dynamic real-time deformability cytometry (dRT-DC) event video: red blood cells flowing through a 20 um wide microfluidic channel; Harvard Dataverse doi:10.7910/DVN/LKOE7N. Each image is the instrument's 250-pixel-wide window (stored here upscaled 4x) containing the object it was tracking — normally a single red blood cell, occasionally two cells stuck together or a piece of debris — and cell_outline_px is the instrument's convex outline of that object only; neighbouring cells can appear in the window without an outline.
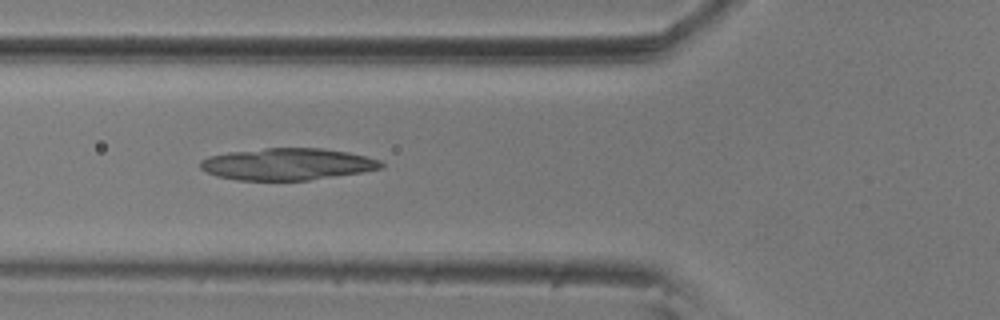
{"species": "common noctule bat (a hibernating species)", "species_latin": "Nyctalus noctula", "temperature_condition": "room temperature", "stored_images_in_passage": 8, "camera_frame_rate_fps": 3000, "um_per_image_px": 0.085, "animal": {"sex": "male", "body_mass_g": 20.5, "forearm_length_mm": 52.5}, "frame": {"image": 1, "passage_image": 6, "time_ms": 1.667, "image_size_px": [1000, 320], "cell_outline_px": [[384, 168], [364, 172], [308, 180], [236, 180], [216, 176], [200, 168], [200, 160], [208, 156], [228, 152], [264, 148], [320, 148], [348, 152], [380, 160], [384, 164]], "centroid_in_image_um": [24.42, 13.95], "position_along_channel_um": 101.4, "area_um2": 33.64}}
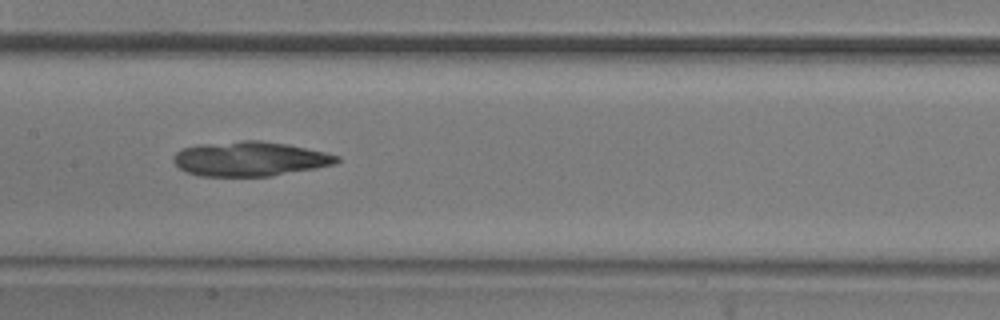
{"frame": {"image": 2, "passage_image": 8, "time_ms": 2.333, "image_size_px": [1000, 320], "cell_outline_px": [[340, 160], [336, 164], [316, 168], [272, 176], [200, 176], [188, 172], [180, 168], [172, 160], [172, 156], [176, 152], [184, 148], [200, 144], [240, 140], [260, 140], [288, 144], [324, 152], [340, 156]], "centroid_in_image_um": [21.25, 13.5], "position_along_channel_um": 186.1, "area_um2": 33.0}}